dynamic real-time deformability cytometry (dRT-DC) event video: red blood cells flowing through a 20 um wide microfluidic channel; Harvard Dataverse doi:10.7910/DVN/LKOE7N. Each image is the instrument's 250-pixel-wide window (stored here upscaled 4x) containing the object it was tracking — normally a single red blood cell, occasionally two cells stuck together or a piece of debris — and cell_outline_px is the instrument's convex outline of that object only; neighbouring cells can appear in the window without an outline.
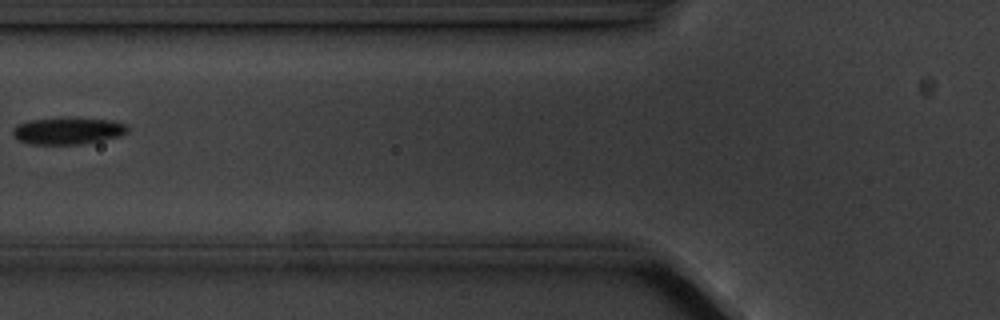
{"species": "common noctule bat (a hibernating species)", "species_latin": "Nyctalus noctula", "temperature_condition": "cold", "stored_images_in_passage": 7, "camera_frame_rate_fps": 3000, "um_per_image_px": 0.085, "animal": {"sex": "male", "body_mass_g": 20.1, "forearm_length_mm": 53.5}, "frame": {"image": 1, "passage_image": 6, "time_ms": 5.667, "image_size_px": [1000, 320], "cell_outline_px": [[128, 132], [120, 136], [100, 140], [76, 144], [28, 144], [20, 140], [12, 132], [16, 124], [28, 120], [64, 116], [68, 116], [112, 120], [124, 124], [128, 128]], "centroid_in_image_um": [5.75, 11.08], "position_along_channel_um": 120.0, "area_um2": 18.26}}
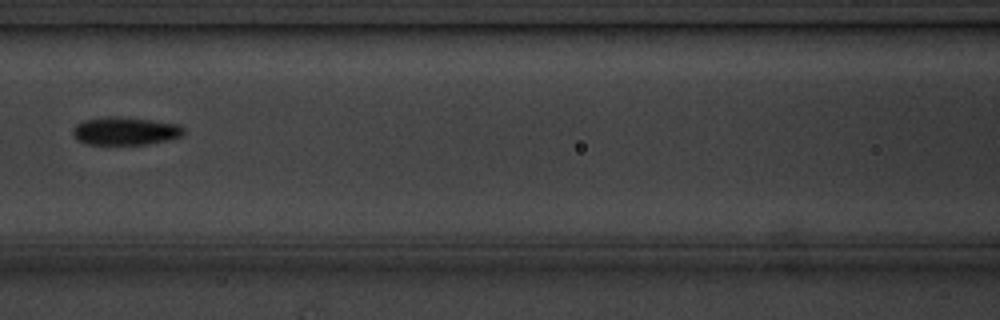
{"frame": {"image": 2, "passage_image": 7, "time_ms": 6.667, "image_size_px": [1000, 320], "cell_outline_px": [[184, 132], [180, 136], [168, 140], [144, 144], [88, 144], [76, 140], [72, 132], [72, 128], [76, 124], [84, 120], [108, 116], [120, 116], [152, 120], [180, 124], [184, 128]], "centroid_in_image_um": [10.62, 11.12], "position_along_channel_um": 156.0, "area_um2": 18.15}}